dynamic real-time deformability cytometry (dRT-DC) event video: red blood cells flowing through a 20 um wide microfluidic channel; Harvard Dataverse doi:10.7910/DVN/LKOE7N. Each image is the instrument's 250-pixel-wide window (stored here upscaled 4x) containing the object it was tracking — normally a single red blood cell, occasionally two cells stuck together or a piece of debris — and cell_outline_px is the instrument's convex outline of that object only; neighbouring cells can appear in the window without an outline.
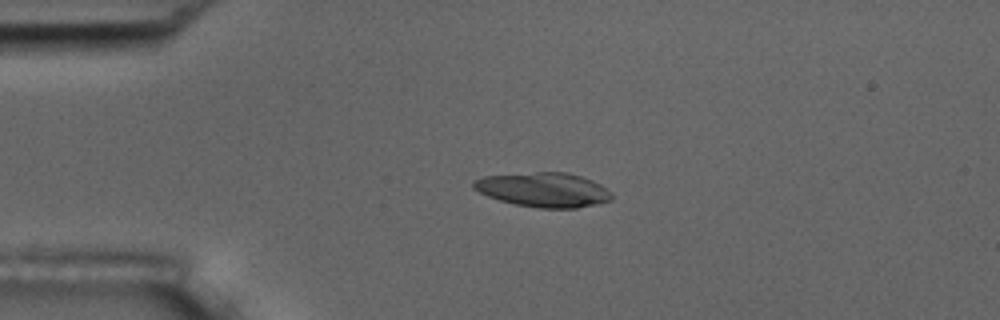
{"species": "common noctule bat (a hibernating species)", "species_latin": "Nyctalus noctula", "temperature_condition": "room temperature", "stored_images_in_passage": 2, "camera_frame_rate_fps": 3000, "um_per_image_px": 0.085, "animal": {"sex": "male", "body_mass_g": 17.5, "forearm_length_mm": 52.3}, "frame": {"image": 1, "passage_image": 1, "time_ms": 0.0, "image_size_px": [1000, 320], "cell_outline_px": [[612, 200], [596, 204], [576, 208], [540, 208], [516, 204], [500, 200], [488, 196], [472, 188], [472, 184], [476, 180], [484, 176], [536, 172], [568, 172], [592, 180], [600, 184], [612, 192]], "centroid_in_image_um": [46.23, 16.13], "position_along_channel_um": 38.8, "area_um2": 27.63}}